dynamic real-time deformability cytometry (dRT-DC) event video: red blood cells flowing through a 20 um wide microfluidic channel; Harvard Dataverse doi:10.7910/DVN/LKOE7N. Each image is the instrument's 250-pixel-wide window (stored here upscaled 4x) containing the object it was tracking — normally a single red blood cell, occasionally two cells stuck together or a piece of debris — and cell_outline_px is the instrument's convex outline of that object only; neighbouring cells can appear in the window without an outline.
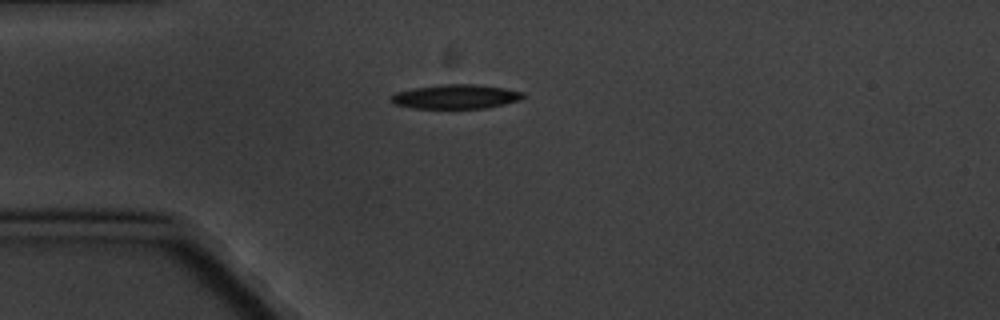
{"species": "common noctule bat (a hibernating species)", "species_latin": "Nyctalus noctula", "temperature_condition": "cold", "stored_images_in_passage": 2, "camera_frame_rate_fps": 3000, "um_per_image_px": 0.085, "animal": {"sex": "male", "body_mass_g": 20.1, "forearm_length_mm": 53.5}, "frame": {"image": 1, "passage_image": 1, "time_ms": 0.0, "image_size_px": [1000, 320], "cell_outline_px": [[524, 96], [520, 100], [504, 104], [484, 108], [412, 108], [396, 104], [388, 100], [396, 92], [412, 88], [444, 84], [476, 84], [504, 88], [524, 92]], "centroid_in_image_um": [38.73, 8.21], "position_along_channel_um": 46.3, "area_um2": 18.61}}